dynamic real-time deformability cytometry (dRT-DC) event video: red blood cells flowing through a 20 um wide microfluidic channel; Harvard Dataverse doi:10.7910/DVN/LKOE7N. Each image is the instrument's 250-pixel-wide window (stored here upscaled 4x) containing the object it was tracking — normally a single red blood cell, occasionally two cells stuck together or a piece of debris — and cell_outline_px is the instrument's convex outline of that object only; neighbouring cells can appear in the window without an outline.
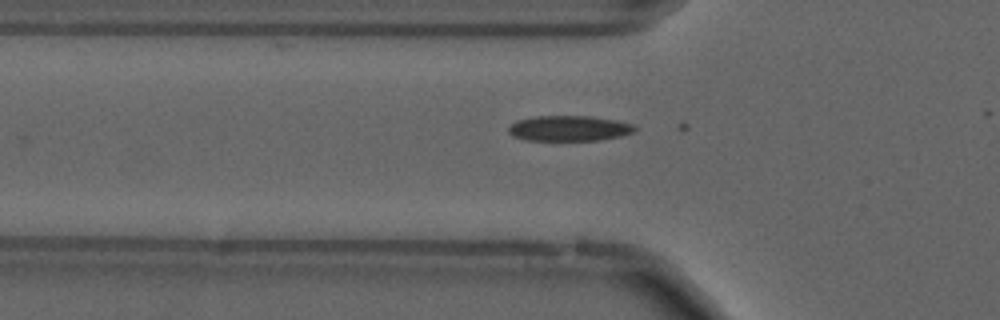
{"species": "common noctule bat (a hibernating species)", "species_latin": "Nyctalus noctula", "temperature_condition": "cold", "stored_images_in_passage": 25, "camera_frame_rate_fps": 3000, "um_per_image_px": 0.085, "animal": {"sex": "male", "forearm_length_mm": 52.5}, "frame": {"image": 1, "passage_image": 2, "time_ms": 0.333, "image_size_px": [1000, 320], "cell_outline_px": [[636, 132], [620, 136], [600, 140], [524, 140], [512, 136], [508, 132], [508, 128], [516, 120], [532, 116], [592, 116], [616, 120], [632, 124], [636, 128]], "centroid_in_image_um": [48.36, 10.9], "position_along_channel_um": 77.4, "area_um2": 18.84}}